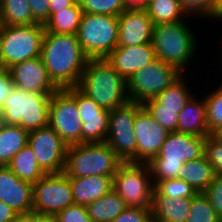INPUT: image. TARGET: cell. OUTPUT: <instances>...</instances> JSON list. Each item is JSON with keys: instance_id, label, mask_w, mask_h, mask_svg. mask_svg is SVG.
<instances>
[{"instance_id": "39", "label": "cell", "mask_w": 222, "mask_h": 222, "mask_svg": "<svg viewBox=\"0 0 222 222\" xmlns=\"http://www.w3.org/2000/svg\"><path fill=\"white\" fill-rule=\"evenodd\" d=\"M204 194L208 197L217 216L222 221V173H216L214 180L204 191Z\"/></svg>"}, {"instance_id": "38", "label": "cell", "mask_w": 222, "mask_h": 222, "mask_svg": "<svg viewBox=\"0 0 222 222\" xmlns=\"http://www.w3.org/2000/svg\"><path fill=\"white\" fill-rule=\"evenodd\" d=\"M205 156L216 173H222V141L213 134L206 137Z\"/></svg>"}, {"instance_id": "16", "label": "cell", "mask_w": 222, "mask_h": 222, "mask_svg": "<svg viewBox=\"0 0 222 222\" xmlns=\"http://www.w3.org/2000/svg\"><path fill=\"white\" fill-rule=\"evenodd\" d=\"M134 135L137 140V163H149L156 157L169 133L143 106L135 116Z\"/></svg>"}, {"instance_id": "36", "label": "cell", "mask_w": 222, "mask_h": 222, "mask_svg": "<svg viewBox=\"0 0 222 222\" xmlns=\"http://www.w3.org/2000/svg\"><path fill=\"white\" fill-rule=\"evenodd\" d=\"M154 188L161 194L170 199L173 198H188L193 197L197 192L184 180L175 178V179H164L158 181Z\"/></svg>"}, {"instance_id": "10", "label": "cell", "mask_w": 222, "mask_h": 222, "mask_svg": "<svg viewBox=\"0 0 222 222\" xmlns=\"http://www.w3.org/2000/svg\"><path fill=\"white\" fill-rule=\"evenodd\" d=\"M142 103L129 101L110 110L106 143L123 162L137 163V140L134 122Z\"/></svg>"}, {"instance_id": "40", "label": "cell", "mask_w": 222, "mask_h": 222, "mask_svg": "<svg viewBox=\"0 0 222 222\" xmlns=\"http://www.w3.org/2000/svg\"><path fill=\"white\" fill-rule=\"evenodd\" d=\"M57 222H94L88 215L86 206L74 204L56 215Z\"/></svg>"}, {"instance_id": "46", "label": "cell", "mask_w": 222, "mask_h": 222, "mask_svg": "<svg viewBox=\"0 0 222 222\" xmlns=\"http://www.w3.org/2000/svg\"><path fill=\"white\" fill-rule=\"evenodd\" d=\"M30 222H57V218L55 215L31 211Z\"/></svg>"}, {"instance_id": "30", "label": "cell", "mask_w": 222, "mask_h": 222, "mask_svg": "<svg viewBox=\"0 0 222 222\" xmlns=\"http://www.w3.org/2000/svg\"><path fill=\"white\" fill-rule=\"evenodd\" d=\"M145 9L153 25L181 21L188 17L178 0H156L150 2Z\"/></svg>"}, {"instance_id": "33", "label": "cell", "mask_w": 222, "mask_h": 222, "mask_svg": "<svg viewBox=\"0 0 222 222\" xmlns=\"http://www.w3.org/2000/svg\"><path fill=\"white\" fill-rule=\"evenodd\" d=\"M208 94V95H207ZM204 97L206 103L207 126L210 134L222 127V83Z\"/></svg>"}, {"instance_id": "18", "label": "cell", "mask_w": 222, "mask_h": 222, "mask_svg": "<svg viewBox=\"0 0 222 222\" xmlns=\"http://www.w3.org/2000/svg\"><path fill=\"white\" fill-rule=\"evenodd\" d=\"M118 46L152 42L153 23L145 8L126 9L118 16Z\"/></svg>"}, {"instance_id": "11", "label": "cell", "mask_w": 222, "mask_h": 222, "mask_svg": "<svg viewBox=\"0 0 222 222\" xmlns=\"http://www.w3.org/2000/svg\"><path fill=\"white\" fill-rule=\"evenodd\" d=\"M182 74L171 64L156 59L135 72L127 81L129 100L143 104L159 95Z\"/></svg>"}, {"instance_id": "35", "label": "cell", "mask_w": 222, "mask_h": 222, "mask_svg": "<svg viewBox=\"0 0 222 222\" xmlns=\"http://www.w3.org/2000/svg\"><path fill=\"white\" fill-rule=\"evenodd\" d=\"M84 13L119 16L127 8L123 0H77Z\"/></svg>"}, {"instance_id": "7", "label": "cell", "mask_w": 222, "mask_h": 222, "mask_svg": "<svg viewBox=\"0 0 222 222\" xmlns=\"http://www.w3.org/2000/svg\"><path fill=\"white\" fill-rule=\"evenodd\" d=\"M118 33V16L83 12L77 39L89 59H102L118 46Z\"/></svg>"}, {"instance_id": "13", "label": "cell", "mask_w": 222, "mask_h": 222, "mask_svg": "<svg viewBox=\"0 0 222 222\" xmlns=\"http://www.w3.org/2000/svg\"><path fill=\"white\" fill-rule=\"evenodd\" d=\"M81 124L76 100L65 89H58L51 95L49 126L71 146L82 143Z\"/></svg>"}, {"instance_id": "22", "label": "cell", "mask_w": 222, "mask_h": 222, "mask_svg": "<svg viewBox=\"0 0 222 222\" xmlns=\"http://www.w3.org/2000/svg\"><path fill=\"white\" fill-rule=\"evenodd\" d=\"M74 203L87 206L104 195L111 189L113 184L112 176H85L70 177Z\"/></svg>"}, {"instance_id": "24", "label": "cell", "mask_w": 222, "mask_h": 222, "mask_svg": "<svg viewBox=\"0 0 222 222\" xmlns=\"http://www.w3.org/2000/svg\"><path fill=\"white\" fill-rule=\"evenodd\" d=\"M216 172L205 154L195 160L187 161L179 170L178 178L184 180L196 192H204L214 180Z\"/></svg>"}, {"instance_id": "45", "label": "cell", "mask_w": 222, "mask_h": 222, "mask_svg": "<svg viewBox=\"0 0 222 222\" xmlns=\"http://www.w3.org/2000/svg\"><path fill=\"white\" fill-rule=\"evenodd\" d=\"M77 0H50V16L64 8L73 6Z\"/></svg>"}, {"instance_id": "41", "label": "cell", "mask_w": 222, "mask_h": 222, "mask_svg": "<svg viewBox=\"0 0 222 222\" xmlns=\"http://www.w3.org/2000/svg\"><path fill=\"white\" fill-rule=\"evenodd\" d=\"M111 222H152L151 209L126 207V209Z\"/></svg>"}, {"instance_id": "44", "label": "cell", "mask_w": 222, "mask_h": 222, "mask_svg": "<svg viewBox=\"0 0 222 222\" xmlns=\"http://www.w3.org/2000/svg\"><path fill=\"white\" fill-rule=\"evenodd\" d=\"M19 214L10 206L0 201V222H10Z\"/></svg>"}, {"instance_id": "9", "label": "cell", "mask_w": 222, "mask_h": 222, "mask_svg": "<svg viewBox=\"0 0 222 222\" xmlns=\"http://www.w3.org/2000/svg\"><path fill=\"white\" fill-rule=\"evenodd\" d=\"M112 189L127 207L151 209L154 183L148 163L123 162L113 176Z\"/></svg>"}, {"instance_id": "26", "label": "cell", "mask_w": 222, "mask_h": 222, "mask_svg": "<svg viewBox=\"0 0 222 222\" xmlns=\"http://www.w3.org/2000/svg\"><path fill=\"white\" fill-rule=\"evenodd\" d=\"M124 200L111 189L100 199L86 206L89 217L94 222H111L126 209Z\"/></svg>"}, {"instance_id": "34", "label": "cell", "mask_w": 222, "mask_h": 222, "mask_svg": "<svg viewBox=\"0 0 222 222\" xmlns=\"http://www.w3.org/2000/svg\"><path fill=\"white\" fill-rule=\"evenodd\" d=\"M143 106L162 127L169 132L177 131L178 114L182 109L162 108V105L155 99L146 100Z\"/></svg>"}, {"instance_id": "43", "label": "cell", "mask_w": 222, "mask_h": 222, "mask_svg": "<svg viewBox=\"0 0 222 222\" xmlns=\"http://www.w3.org/2000/svg\"><path fill=\"white\" fill-rule=\"evenodd\" d=\"M14 88L15 85L11 80L9 69L0 64V109Z\"/></svg>"}, {"instance_id": "14", "label": "cell", "mask_w": 222, "mask_h": 222, "mask_svg": "<svg viewBox=\"0 0 222 222\" xmlns=\"http://www.w3.org/2000/svg\"><path fill=\"white\" fill-rule=\"evenodd\" d=\"M28 144L46 174L63 172L68 145L53 128L47 126L30 131Z\"/></svg>"}, {"instance_id": "49", "label": "cell", "mask_w": 222, "mask_h": 222, "mask_svg": "<svg viewBox=\"0 0 222 222\" xmlns=\"http://www.w3.org/2000/svg\"><path fill=\"white\" fill-rule=\"evenodd\" d=\"M10 222H30V212L27 215H18Z\"/></svg>"}, {"instance_id": "19", "label": "cell", "mask_w": 222, "mask_h": 222, "mask_svg": "<svg viewBox=\"0 0 222 222\" xmlns=\"http://www.w3.org/2000/svg\"><path fill=\"white\" fill-rule=\"evenodd\" d=\"M111 66L128 81L132 75L156 60L151 43L136 46H117L106 58Z\"/></svg>"}, {"instance_id": "8", "label": "cell", "mask_w": 222, "mask_h": 222, "mask_svg": "<svg viewBox=\"0 0 222 222\" xmlns=\"http://www.w3.org/2000/svg\"><path fill=\"white\" fill-rule=\"evenodd\" d=\"M45 26L40 24L0 27V64H14L41 56Z\"/></svg>"}, {"instance_id": "50", "label": "cell", "mask_w": 222, "mask_h": 222, "mask_svg": "<svg viewBox=\"0 0 222 222\" xmlns=\"http://www.w3.org/2000/svg\"><path fill=\"white\" fill-rule=\"evenodd\" d=\"M213 135L222 141V127H220Z\"/></svg>"}, {"instance_id": "1", "label": "cell", "mask_w": 222, "mask_h": 222, "mask_svg": "<svg viewBox=\"0 0 222 222\" xmlns=\"http://www.w3.org/2000/svg\"><path fill=\"white\" fill-rule=\"evenodd\" d=\"M41 57L48 76L58 89L77 87L89 60L77 35L44 33Z\"/></svg>"}, {"instance_id": "2", "label": "cell", "mask_w": 222, "mask_h": 222, "mask_svg": "<svg viewBox=\"0 0 222 222\" xmlns=\"http://www.w3.org/2000/svg\"><path fill=\"white\" fill-rule=\"evenodd\" d=\"M77 88L104 109L129 102L127 81L105 59H89Z\"/></svg>"}, {"instance_id": "28", "label": "cell", "mask_w": 222, "mask_h": 222, "mask_svg": "<svg viewBox=\"0 0 222 222\" xmlns=\"http://www.w3.org/2000/svg\"><path fill=\"white\" fill-rule=\"evenodd\" d=\"M83 11L76 2L73 6L59 10L50 16L44 25L46 32L77 35Z\"/></svg>"}, {"instance_id": "29", "label": "cell", "mask_w": 222, "mask_h": 222, "mask_svg": "<svg viewBox=\"0 0 222 222\" xmlns=\"http://www.w3.org/2000/svg\"><path fill=\"white\" fill-rule=\"evenodd\" d=\"M0 24L7 26L37 24L28 0H4L0 5Z\"/></svg>"}, {"instance_id": "15", "label": "cell", "mask_w": 222, "mask_h": 222, "mask_svg": "<svg viewBox=\"0 0 222 222\" xmlns=\"http://www.w3.org/2000/svg\"><path fill=\"white\" fill-rule=\"evenodd\" d=\"M65 90L76 100L82 122V143L106 142L110 110L102 108L77 87Z\"/></svg>"}, {"instance_id": "51", "label": "cell", "mask_w": 222, "mask_h": 222, "mask_svg": "<svg viewBox=\"0 0 222 222\" xmlns=\"http://www.w3.org/2000/svg\"><path fill=\"white\" fill-rule=\"evenodd\" d=\"M153 1H156V0H147V5H148L150 2H153Z\"/></svg>"}, {"instance_id": "23", "label": "cell", "mask_w": 222, "mask_h": 222, "mask_svg": "<svg viewBox=\"0 0 222 222\" xmlns=\"http://www.w3.org/2000/svg\"><path fill=\"white\" fill-rule=\"evenodd\" d=\"M191 204V197L170 199L153 191L151 215L152 222H186Z\"/></svg>"}, {"instance_id": "48", "label": "cell", "mask_w": 222, "mask_h": 222, "mask_svg": "<svg viewBox=\"0 0 222 222\" xmlns=\"http://www.w3.org/2000/svg\"><path fill=\"white\" fill-rule=\"evenodd\" d=\"M215 20L222 22V0H217L216 10H215Z\"/></svg>"}, {"instance_id": "27", "label": "cell", "mask_w": 222, "mask_h": 222, "mask_svg": "<svg viewBox=\"0 0 222 222\" xmlns=\"http://www.w3.org/2000/svg\"><path fill=\"white\" fill-rule=\"evenodd\" d=\"M7 167L19 179L32 184L46 174L38 165L35 154L29 144L13 156Z\"/></svg>"}, {"instance_id": "47", "label": "cell", "mask_w": 222, "mask_h": 222, "mask_svg": "<svg viewBox=\"0 0 222 222\" xmlns=\"http://www.w3.org/2000/svg\"><path fill=\"white\" fill-rule=\"evenodd\" d=\"M127 9L146 8L147 0H123Z\"/></svg>"}, {"instance_id": "5", "label": "cell", "mask_w": 222, "mask_h": 222, "mask_svg": "<svg viewBox=\"0 0 222 222\" xmlns=\"http://www.w3.org/2000/svg\"><path fill=\"white\" fill-rule=\"evenodd\" d=\"M51 95L29 92L15 86L0 109V122L18 125L28 132L49 126Z\"/></svg>"}, {"instance_id": "20", "label": "cell", "mask_w": 222, "mask_h": 222, "mask_svg": "<svg viewBox=\"0 0 222 222\" xmlns=\"http://www.w3.org/2000/svg\"><path fill=\"white\" fill-rule=\"evenodd\" d=\"M0 201L19 215L32 211V183L19 179L7 166H0Z\"/></svg>"}, {"instance_id": "17", "label": "cell", "mask_w": 222, "mask_h": 222, "mask_svg": "<svg viewBox=\"0 0 222 222\" xmlns=\"http://www.w3.org/2000/svg\"><path fill=\"white\" fill-rule=\"evenodd\" d=\"M8 69L16 87L40 94H53L58 90L50 80L41 56L14 64Z\"/></svg>"}, {"instance_id": "21", "label": "cell", "mask_w": 222, "mask_h": 222, "mask_svg": "<svg viewBox=\"0 0 222 222\" xmlns=\"http://www.w3.org/2000/svg\"><path fill=\"white\" fill-rule=\"evenodd\" d=\"M192 95L178 114L177 132L197 137L211 135L207 126L206 103Z\"/></svg>"}, {"instance_id": "37", "label": "cell", "mask_w": 222, "mask_h": 222, "mask_svg": "<svg viewBox=\"0 0 222 222\" xmlns=\"http://www.w3.org/2000/svg\"><path fill=\"white\" fill-rule=\"evenodd\" d=\"M178 2L189 18L192 17L193 19L194 16H201L200 18L203 19L204 17V20L206 18L215 19L217 0H178Z\"/></svg>"}, {"instance_id": "31", "label": "cell", "mask_w": 222, "mask_h": 222, "mask_svg": "<svg viewBox=\"0 0 222 222\" xmlns=\"http://www.w3.org/2000/svg\"><path fill=\"white\" fill-rule=\"evenodd\" d=\"M185 74H182L175 82L155 97L162 105V108L183 109L187 101L194 94L190 92L191 89L187 86V81L184 80L186 77Z\"/></svg>"}, {"instance_id": "3", "label": "cell", "mask_w": 222, "mask_h": 222, "mask_svg": "<svg viewBox=\"0 0 222 222\" xmlns=\"http://www.w3.org/2000/svg\"><path fill=\"white\" fill-rule=\"evenodd\" d=\"M187 24L181 20L153 25L151 42L156 59L171 64L183 74L198 49L195 34Z\"/></svg>"}, {"instance_id": "32", "label": "cell", "mask_w": 222, "mask_h": 222, "mask_svg": "<svg viewBox=\"0 0 222 222\" xmlns=\"http://www.w3.org/2000/svg\"><path fill=\"white\" fill-rule=\"evenodd\" d=\"M186 222H222L204 192L191 197L189 215Z\"/></svg>"}, {"instance_id": "4", "label": "cell", "mask_w": 222, "mask_h": 222, "mask_svg": "<svg viewBox=\"0 0 222 222\" xmlns=\"http://www.w3.org/2000/svg\"><path fill=\"white\" fill-rule=\"evenodd\" d=\"M205 141L206 137L169 132L159 154L148 163L154 185L160 180L178 178L183 164L204 155Z\"/></svg>"}, {"instance_id": "25", "label": "cell", "mask_w": 222, "mask_h": 222, "mask_svg": "<svg viewBox=\"0 0 222 222\" xmlns=\"http://www.w3.org/2000/svg\"><path fill=\"white\" fill-rule=\"evenodd\" d=\"M28 134L18 125L0 122V166H7L13 156L28 144Z\"/></svg>"}, {"instance_id": "12", "label": "cell", "mask_w": 222, "mask_h": 222, "mask_svg": "<svg viewBox=\"0 0 222 222\" xmlns=\"http://www.w3.org/2000/svg\"><path fill=\"white\" fill-rule=\"evenodd\" d=\"M32 211L57 215L74 205L70 177L61 173L45 174L32 184Z\"/></svg>"}, {"instance_id": "42", "label": "cell", "mask_w": 222, "mask_h": 222, "mask_svg": "<svg viewBox=\"0 0 222 222\" xmlns=\"http://www.w3.org/2000/svg\"><path fill=\"white\" fill-rule=\"evenodd\" d=\"M33 20L45 25L50 19V0H28Z\"/></svg>"}, {"instance_id": "6", "label": "cell", "mask_w": 222, "mask_h": 222, "mask_svg": "<svg viewBox=\"0 0 222 222\" xmlns=\"http://www.w3.org/2000/svg\"><path fill=\"white\" fill-rule=\"evenodd\" d=\"M123 161L106 142L68 146L63 173L68 177L114 176Z\"/></svg>"}]
</instances>
